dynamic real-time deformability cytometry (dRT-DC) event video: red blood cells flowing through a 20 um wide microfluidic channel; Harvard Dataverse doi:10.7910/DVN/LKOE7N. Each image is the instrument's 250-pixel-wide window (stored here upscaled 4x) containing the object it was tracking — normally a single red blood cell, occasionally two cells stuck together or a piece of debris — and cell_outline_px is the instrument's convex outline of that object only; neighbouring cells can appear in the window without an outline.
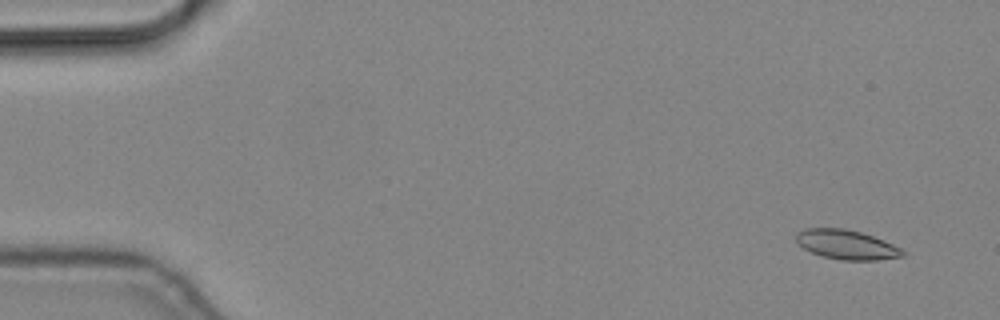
{"species": "common noctule bat (a hibernating species)", "species_latin": "Nyctalus noctula", "temperature_condition": "cold", "stored_images_in_passage": 4, "camera_frame_rate_fps": 3000, "um_per_image_px": 0.085, "animal": {"sex": "male", "body_mass_g": 19.2, "forearm_length_mm": 51.8}, "frame": {"image": 1, "passage_image": 1, "time_ms": 0.0, "image_size_px": [1000, 320], "cell_outline_px": [[908, 252], [904, 256], [876, 260], [840, 260], [824, 256], [812, 252], [804, 248], [796, 240], [796, 232], [804, 228], [844, 228], [860, 232], [884, 240]], "centroid_in_image_um": [71.97, 20.79], "position_along_channel_um": 13.0, "area_um2": 18.21}}
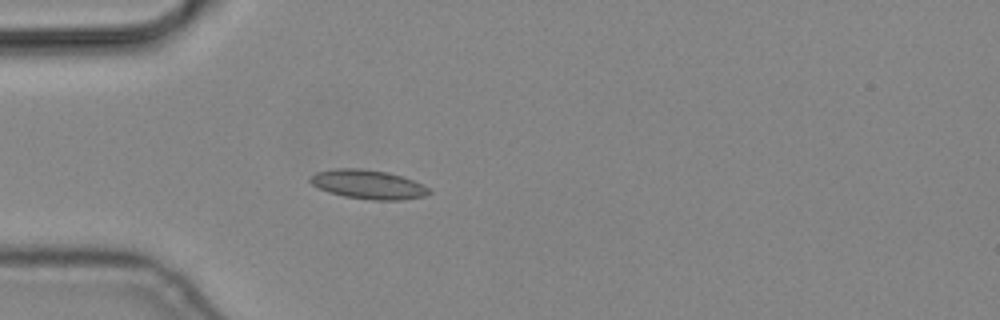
{"frame": {"image": 2, "passage_image": 4, "time_ms": 1.0, "image_size_px": [1000, 320], "cell_outline_px": [[432, 192], [424, 196], [400, 200], [372, 200], [344, 196], [328, 192], [312, 184], [308, 180], [316, 172], [336, 168], [360, 168], [388, 172], [404, 176], [424, 184]], "centroid_in_image_um": [31.32, 15.67], "position_along_channel_um": 53.7, "area_um2": 20.23}}